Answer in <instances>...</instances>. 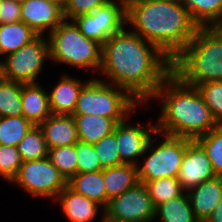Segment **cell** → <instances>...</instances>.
Listing matches in <instances>:
<instances>
[{"instance_id":"cell-1","label":"cell","mask_w":222,"mask_h":222,"mask_svg":"<svg viewBox=\"0 0 222 222\" xmlns=\"http://www.w3.org/2000/svg\"><path fill=\"white\" fill-rule=\"evenodd\" d=\"M100 71L115 86L144 103L172 73V60L155 45L123 28L102 45Z\"/></svg>"},{"instance_id":"cell-2","label":"cell","mask_w":222,"mask_h":222,"mask_svg":"<svg viewBox=\"0 0 222 222\" xmlns=\"http://www.w3.org/2000/svg\"><path fill=\"white\" fill-rule=\"evenodd\" d=\"M126 22L172 61L194 38L199 26L182 0L126 1Z\"/></svg>"},{"instance_id":"cell-3","label":"cell","mask_w":222,"mask_h":222,"mask_svg":"<svg viewBox=\"0 0 222 222\" xmlns=\"http://www.w3.org/2000/svg\"><path fill=\"white\" fill-rule=\"evenodd\" d=\"M153 97L163 98L162 112L156 124L161 136L166 134L195 140L218 125L198 89L185 84L173 72Z\"/></svg>"},{"instance_id":"cell-4","label":"cell","mask_w":222,"mask_h":222,"mask_svg":"<svg viewBox=\"0 0 222 222\" xmlns=\"http://www.w3.org/2000/svg\"><path fill=\"white\" fill-rule=\"evenodd\" d=\"M172 72L194 87L222 81V26L199 27L194 38L172 61Z\"/></svg>"},{"instance_id":"cell-5","label":"cell","mask_w":222,"mask_h":222,"mask_svg":"<svg viewBox=\"0 0 222 222\" xmlns=\"http://www.w3.org/2000/svg\"><path fill=\"white\" fill-rule=\"evenodd\" d=\"M110 84L97 78L90 79L82 87L72 115H99L116 123L125 121L126 114L140 102L125 89Z\"/></svg>"},{"instance_id":"cell-6","label":"cell","mask_w":222,"mask_h":222,"mask_svg":"<svg viewBox=\"0 0 222 222\" xmlns=\"http://www.w3.org/2000/svg\"><path fill=\"white\" fill-rule=\"evenodd\" d=\"M48 42L51 60L100 71L102 45L85 37L73 22L60 23L49 33Z\"/></svg>"},{"instance_id":"cell-7","label":"cell","mask_w":222,"mask_h":222,"mask_svg":"<svg viewBox=\"0 0 222 222\" xmlns=\"http://www.w3.org/2000/svg\"><path fill=\"white\" fill-rule=\"evenodd\" d=\"M165 140L157 147L153 146L152 139L148 148L152 149L143 165H137L138 180L146 183L163 177L177 178L186 149V138L163 135Z\"/></svg>"},{"instance_id":"cell-8","label":"cell","mask_w":222,"mask_h":222,"mask_svg":"<svg viewBox=\"0 0 222 222\" xmlns=\"http://www.w3.org/2000/svg\"><path fill=\"white\" fill-rule=\"evenodd\" d=\"M12 182H16L24 191L35 197L54 199L67 186V180L48 157L22 162Z\"/></svg>"},{"instance_id":"cell-9","label":"cell","mask_w":222,"mask_h":222,"mask_svg":"<svg viewBox=\"0 0 222 222\" xmlns=\"http://www.w3.org/2000/svg\"><path fill=\"white\" fill-rule=\"evenodd\" d=\"M1 62L4 79L23 84L36 83L46 58H50L49 42L38 35L18 51L5 56Z\"/></svg>"},{"instance_id":"cell-10","label":"cell","mask_w":222,"mask_h":222,"mask_svg":"<svg viewBox=\"0 0 222 222\" xmlns=\"http://www.w3.org/2000/svg\"><path fill=\"white\" fill-rule=\"evenodd\" d=\"M119 3L120 6L116 1L110 0L92 13L74 17L71 21L85 37L103 45L125 27L126 0H120Z\"/></svg>"},{"instance_id":"cell-11","label":"cell","mask_w":222,"mask_h":222,"mask_svg":"<svg viewBox=\"0 0 222 222\" xmlns=\"http://www.w3.org/2000/svg\"><path fill=\"white\" fill-rule=\"evenodd\" d=\"M104 218L111 222H152L155 206L144 183H137L109 200Z\"/></svg>"},{"instance_id":"cell-12","label":"cell","mask_w":222,"mask_h":222,"mask_svg":"<svg viewBox=\"0 0 222 222\" xmlns=\"http://www.w3.org/2000/svg\"><path fill=\"white\" fill-rule=\"evenodd\" d=\"M215 177L206 151L196 140L186 138V149L177 177L182 188L186 191Z\"/></svg>"},{"instance_id":"cell-13","label":"cell","mask_w":222,"mask_h":222,"mask_svg":"<svg viewBox=\"0 0 222 222\" xmlns=\"http://www.w3.org/2000/svg\"><path fill=\"white\" fill-rule=\"evenodd\" d=\"M123 121L115 126V135L120 159L123 163L137 164V157L146 154L153 133L157 134V126L133 125ZM149 127V128H148ZM152 134V135H151Z\"/></svg>"},{"instance_id":"cell-14","label":"cell","mask_w":222,"mask_h":222,"mask_svg":"<svg viewBox=\"0 0 222 222\" xmlns=\"http://www.w3.org/2000/svg\"><path fill=\"white\" fill-rule=\"evenodd\" d=\"M65 20L63 7L49 0H27L21 3V21L38 35L52 32ZM50 27V28H49Z\"/></svg>"},{"instance_id":"cell-15","label":"cell","mask_w":222,"mask_h":222,"mask_svg":"<svg viewBox=\"0 0 222 222\" xmlns=\"http://www.w3.org/2000/svg\"><path fill=\"white\" fill-rule=\"evenodd\" d=\"M187 191L193 214L200 222H205L222 199V176L204 181Z\"/></svg>"},{"instance_id":"cell-16","label":"cell","mask_w":222,"mask_h":222,"mask_svg":"<svg viewBox=\"0 0 222 222\" xmlns=\"http://www.w3.org/2000/svg\"><path fill=\"white\" fill-rule=\"evenodd\" d=\"M38 126L43 132L48 149L79 142L73 115L51 114Z\"/></svg>"},{"instance_id":"cell-17","label":"cell","mask_w":222,"mask_h":222,"mask_svg":"<svg viewBox=\"0 0 222 222\" xmlns=\"http://www.w3.org/2000/svg\"><path fill=\"white\" fill-rule=\"evenodd\" d=\"M38 84L22 83L21 89L22 116L35 126L51 115L48 93Z\"/></svg>"},{"instance_id":"cell-18","label":"cell","mask_w":222,"mask_h":222,"mask_svg":"<svg viewBox=\"0 0 222 222\" xmlns=\"http://www.w3.org/2000/svg\"><path fill=\"white\" fill-rule=\"evenodd\" d=\"M87 82L82 84L78 79L66 75L62 76L60 82L48 94L51 114L72 115L79 93Z\"/></svg>"},{"instance_id":"cell-19","label":"cell","mask_w":222,"mask_h":222,"mask_svg":"<svg viewBox=\"0 0 222 222\" xmlns=\"http://www.w3.org/2000/svg\"><path fill=\"white\" fill-rule=\"evenodd\" d=\"M56 198L70 222H92L101 206L97 202L75 193L68 186Z\"/></svg>"},{"instance_id":"cell-20","label":"cell","mask_w":222,"mask_h":222,"mask_svg":"<svg viewBox=\"0 0 222 222\" xmlns=\"http://www.w3.org/2000/svg\"><path fill=\"white\" fill-rule=\"evenodd\" d=\"M103 179L107 207L109 200L119 196L139 183L137 165L123 163L117 166L104 168Z\"/></svg>"},{"instance_id":"cell-21","label":"cell","mask_w":222,"mask_h":222,"mask_svg":"<svg viewBox=\"0 0 222 222\" xmlns=\"http://www.w3.org/2000/svg\"><path fill=\"white\" fill-rule=\"evenodd\" d=\"M73 117L79 141L91 145L110 134L117 124L113 119L99 115L85 114Z\"/></svg>"},{"instance_id":"cell-22","label":"cell","mask_w":222,"mask_h":222,"mask_svg":"<svg viewBox=\"0 0 222 222\" xmlns=\"http://www.w3.org/2000/svg\"><path fill=\"white\" fill-rule=\"evenodd\" d=\"M67 186L75 193L85 196L106 208V191L103 170L77 173L68 181Z\"/></svg>"},{"instance_id":"cell-23","label":"cell","mask_w":222,"mask_h":222,"mask_svg":"<svg viewBox=\"0 0 222 222\" xmlns=\"http://www.w3.org/2000/svg\"><path fill=\"white\" fill-rule=\"evenodd\" d=\"M38 36L23 21L0 24V54H11Z\"/></svg>"},{"instance_id":"cell-24","label":"cell","mask_w":222,"mask_h":222,"mask_svg":"<svg viewBox=\"0 0 222 222\" xmlns=\"http://www.w3.org/2000/svg\"><path fill=\"white\" fill-rule=\"evenodd\" d=\"M199 27L222 26V0H182ZM211 24V25H210Z\"/></svg>"},{"instance_id":"cell-25","label":"cell","mask_w":222,"mask_h":222,"mask_svg":"<svg viewBox=\"0 0 222 222\" xmlns=\"http://www.w3.org/2000/svg\"><path fill=\"white\" fill-rule=\"evenodd\" d=\"M159 222H200L193 214V210L187 193L172 198L155 208V218Z\"/></svg>"},{"instance_id":"cell-26","label":"cell","mask_w":222,"mask_h":222,"mask_svg":"<svg viewBox=\"0 0 222 222\" xmlns=\"http://www.w3.org/2000/svg\"><path fill=\"white\" fill-rule=\"evenodd\" d=\"M21 89L20 82H0V117L22 116Z\"/></svg>"},{"instance_id":"cell-27","label":"cell","mask_w":222,"mask_h":222,"mask_svg":"<svg viewBox=\"0 0 222 222\" xmlns=\"http://www.w3.org/2000/svg\"><path fill=\"white\" fill-rule=\"evenodd\" d=\"M33 126L24 116L0 117V145L17 147Z\"/></svg>"},{"instance_id":"cell-28","label":"cell","mask_w":222,"mask_h":222,"mask_svg":"<svg viewBox=\"0 0 222 222\" xmlns=\"http://www.w3.org/2000/svg\"><path fill=\"white\" fill-rule=\"evenodd\" d=\"M22 161L38 160L48 156V147L39 126H33L17 146Z\"/></svg>"},{"instance_id":"cell-29","label":"cell","mask_w":222,"mask_h":222,"mask_svg":"<svg viewBox=\"0 0 222 222\" xmlns=\"http://www.w3.org/2000/svg\"><path fill=\"white\" fill-rule=\"evenodd\" d=\"M155 208L168 200L184 193L180 182L174 177H163L145 183Z\"/></svg>"},{"instance_id":"cell-30","label":"cell","mask_w":222,"mask_h":222,"mask_svg":"<svg viewBox=\"0 0 222 222\" xmlns=\"http://www.w3.org/2000/svg\"><path fill=\"white\" fill-rule=\"evenodd\" d=\"M195 140L206 151L216 176H222V124Z\"/></svg>"},{"instance_id":"cell-31","label":"cell","mask_w":222,"mask_h":222,"mask_svg":"<svg viewBox=\"0 0 222 222\" xmlns=\"http://www.w3.org/2000/svg\"><path fill=\"white\" fill-rule=\"evenodd\" d=\"M52 165L68 181L77 174V156L75 145L50 148L47 156Z\"/></svg>"},{"instance_id":"cell-32","label":"cell","mask_w":222,"mask_h":222,"mask_svg":"<svg viewBox=\"0 0 222 222\" xmlns=\"http://www.w3.org/2000/svg\"><path fill=\"white\" fill-rule=\"evenodd\" d=\"M211 115L218 124H222V81H214L197 85Z\"/></svg>"},{"instance_id":"cell-33","label":"cell","mask_w":222,"mask_h":222,"mask_svg":"<svg viewBox=\"0 0 222 222\" xmlns=\"http://www.w3.org/2000/svg\"><path fill=\"white\" fill-rule=\"evenodd\" d=\"M93 146L103 168L123 164L117 147L115 128L110 134L93 144Z\"/></svg>"},{"instance_id":"cell-34","label":"cell","mask_w":222,"mask_h":222,"mask_svg":"<svg viewBox=\"0 0 222 222\" xmlns=\"http://www.w3.org/2000/svg\"><path fill=\"white\" fill-rule=\"evenodd\" d=\"M22 162L17 147L0 145V176L5 181L12 183Z\"/></svg>"},{"instance_id":"cell-35","label":"cell","mask_w":222,"mask_h":222,"mask_svg":"<svg viewBox=\"0 0 222 222\" xmlns=\"http://www.w3.org/2000/svg\"><path fill=\"white\" fill-rule=\"evenodd\" d=\"M77 156V173L100 171L101 166L98 155L91 144L78 142L75 144Z\"/></svg>"},{"instance_id":"cell-36","label":"cell","mask_w":222,"mask_h":222,"mask_svg":"<svg viewBox=\"0 0 222 222\" xmlns=\"http://www.w3.org/2000/svg\"><path fill=\"white\" fill-rule=\"evenodd\" d=\"M110 0H66L63 7L65 20L92 13Z\"/></svg>"},{"instance_id":"cell-37","label":"cell","mask_w":222,"mask_h":222,"mask_svg":"<svg viewBox=\"0 0 222 222\" xmlns=\"http://www.w3.org/2000/svg\"><path fill=\"white\" fill-rule=\"evenodd\" d=\"M21 21V3L14 0H0V24Z\"/></svg>"},{"instance_id":"cell-38","label":"cell","mask_w":222,"mask_h":222,"mask_svg":"<svg viewBox=\"0 0 222 222\" xmlns=\"http://www.w3.org/2000/svg\"><path fill=\"white\" fill-rule=\"evenodd\" d=\"M205 222H222V199Z\"/></svg>"},{"instance_id":"cell-39","label":"cell","mask_w":222,"mask_h":222,"mask_svg":"<svg viewBox=\"0 0 222 222\" xmlns=\"http://www.w3.org/2000/svg\"><path fill=\"white\" fill-rule=\"evenodd\" d=\"M49 1L55 2L62 7H64V5L66 3V0H49Z\"/></svg>"},{"instance_id":"cell-40","label":"cell","mask_w":222,"mask_h":222,"mask_svg":"<svg viewBox=\"0 0 222 222\" xmlns=\"http://www.w3.org/2000/svg\"><path fill=\"white\" fill-rule=\"evenodd\" d=\"M4 79L3 69L0 61V82Z\"/></svg>"},{"instance_id":"cell-41","label":"cell","mask_w":222,"mask_h":222,"mask_svg":"<svg viewBox=\"0 0 222 222\" xmlns=\"http://www.w3.org/2000/svg\"><path fill=\"white\" fill-rule=\"evenodd\" d=\"M126 1H170V0H126Z\"/></svg>"},{"instance_id":"cell-42","label":"cell","mask_w":222,"mask_h":222,"mask_svg":"<svg viewBox=\"0 0 222 222\" xmlns=\"http://www.w3.org/2000/svg\"><path fill=\"white\" fill-rule=\"evenodd\" d=\"M15 2H18V3H23V2H25V1H27V0H14Z\"/></svg>"},{"instance_id":"cell-43","label":"cell","mask_w":222,"mask_h":222,"mask_svg":"<svg viewBox=\"0 0 222 222\" xmlns=\"http://www.w3.org/2000/svg\"><path fill=\"white\" fill-rule=\"evenodd\" d=\"M102 222H111V221L105 219V218H104V215H103Z\"/></svg>"}]
</instances>
